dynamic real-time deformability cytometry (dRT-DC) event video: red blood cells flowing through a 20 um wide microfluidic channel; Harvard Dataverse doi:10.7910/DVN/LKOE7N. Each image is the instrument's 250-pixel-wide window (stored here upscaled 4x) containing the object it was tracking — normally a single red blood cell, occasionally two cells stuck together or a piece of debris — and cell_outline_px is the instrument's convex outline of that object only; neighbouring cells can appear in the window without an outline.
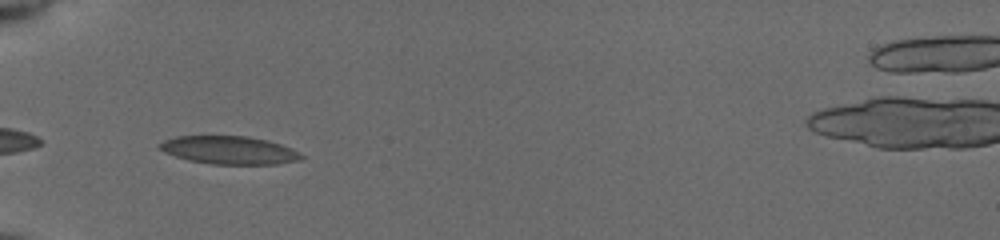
{"species": "common noctule bat (a hibernating species)", "species_latin": "Nyctalus noctula", "temperature_condition": "cold", "stored_images_in_passage": 28, "camera_frame_rate_fps": 3000, "um_per_image_px": 0.085, "animal": {"sex": "female", "body_mass_g": 19.5, "forearm_length_mm": 54.1}, "frame": {"image": 1, "passage_image": 1, "time_ms": 0.0, "image_size_px": [1000, 240], "cell_outline_px": [[304, 156], [300, 160], [276, 164], [212, 164], [188, 160], [164, 152], [156, 148], [156, 144], [164, 140], [176, 136], [248, 136], [280, 144]], "centroid_in_image_um": [19.39, 12.76], "position_along_channel_um": 65.6, "area_um2": 23.0}}
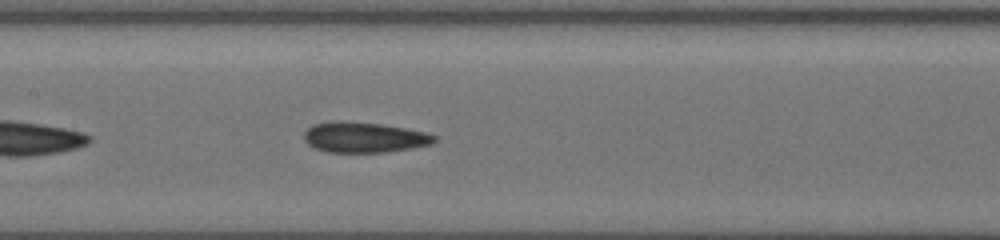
{"frame": {"image": 2, "passage_image": 10, "time_ms": 3.0, "image_size_px": [1000, 240], "cell_outline_px": [[436, 140], [432, 144], [412, 148], [388, 152], [328, 152], [316, 148], [308, 144], [304, 140], [304, 132], [312, 124], [380, 124], [404, 128], [424, 132], [436, 136]], "centroid_in_image_um": [31.01, 11.73], "position_along_channel_um": 176.4, "area_um2": 22.08}}
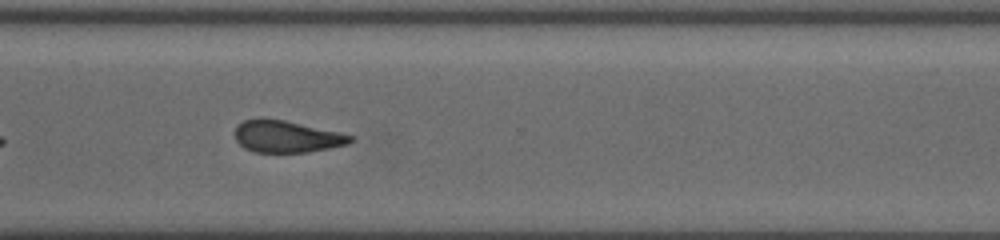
{"frame": {"image": 3, "passage_image": 23, "time_ms": 7.333, "image_size_px": [1000, 240], "cell_outline_px": [[352, 140], [348, 144], [308, 152], [256, 152], [244, 148], [236, 140], [236, 124], [244, 120], [260, 116], [264, 116], [284, 120], [336, 132], [352, 136]], "centroid_in_image_um": [24.27, 11.58], "position_along_channel_um": 346.3, "area_um2": 21.39}, "authors_computed_cell_mechanics": {"area_um2": 22.5709, "velocity_mm_per_s": 3.931, "shape_relaxation_time_tau1_ms": 11.1655, "shape_relaxation_time_tau2_ms": 3.7491, "deformation_change_tau1": 0.1954, "deformation_change_tau2": 0.0942}}